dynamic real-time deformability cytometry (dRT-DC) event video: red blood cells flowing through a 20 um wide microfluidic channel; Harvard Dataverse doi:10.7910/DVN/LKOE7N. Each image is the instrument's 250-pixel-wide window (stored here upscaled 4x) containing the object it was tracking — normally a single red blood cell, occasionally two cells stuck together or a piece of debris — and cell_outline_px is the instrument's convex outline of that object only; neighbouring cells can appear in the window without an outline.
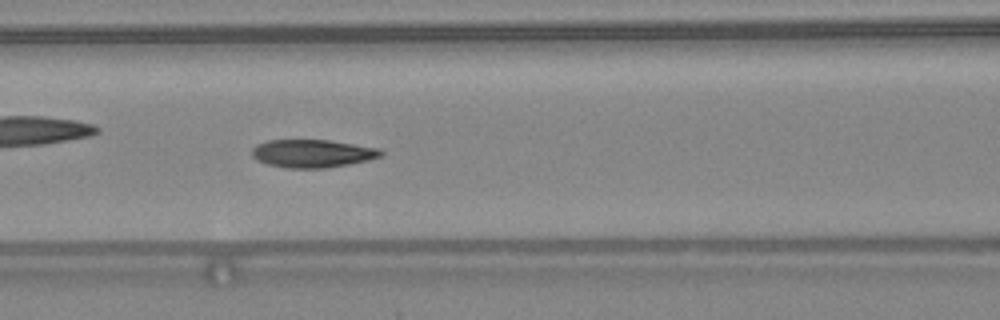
{"species": "common noctule bat (a hibernating species)", "species_latin": "Nyctalus noctula", "temperature_condition": "warm", "stored_images_in_passage": 20, "camera_frame_rate_fps": 3000, "um_per_image_px": 0.085, "animal": {"sex": "female", "body_mass_g": 24.6, "forearm_length_mm": 56.2}, "frame": {"image": 1, "passage_image": 12, "time_ms": 3.667, "image_size_px": [1000, 320], "cell_outline_px": [[384, 156], [368, 160], [348, 164], [324, 168], [288, 168], [268, 164], [256, 160], [252, 156], [252, 148], [256, 144], [268, 140], [328, 140], [380, 148], [384, 152]], "centroid_in_image_um": [26.57, 13.04], "position_along_channel_um": 140.0, "area_um2": 21.1}}